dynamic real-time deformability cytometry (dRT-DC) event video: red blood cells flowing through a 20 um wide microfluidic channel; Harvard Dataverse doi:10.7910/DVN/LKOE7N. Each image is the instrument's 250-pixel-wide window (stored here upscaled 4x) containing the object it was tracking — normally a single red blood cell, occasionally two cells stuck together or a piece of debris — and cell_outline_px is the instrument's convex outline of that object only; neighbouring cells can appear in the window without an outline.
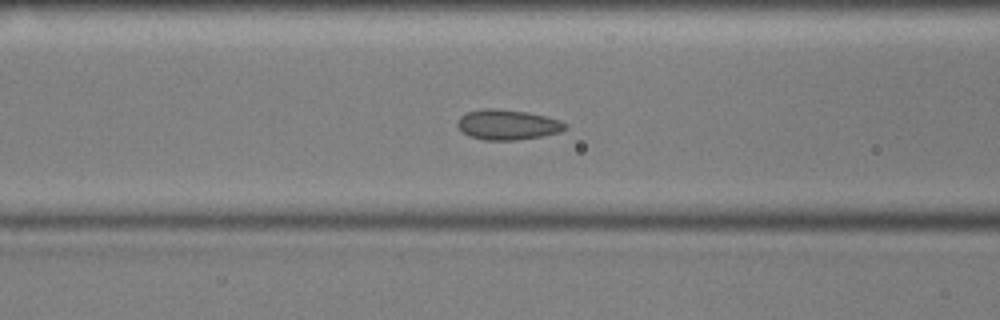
{"species": "common noctule bat (a hibernating species)", "species_latin": "Nyctalus noctula", "temperature_condition": "cold", "stored_images_in_passage": 48, "camera_frame_rate_fps": 3000, "um_per_image_px": 0.085, "animal": {"sex": "male", "body_mass_g": 17.9, "forearm_length_mm": 54.2}, "frame": {"image": 1, "passage_image": 14, "time_ms": 4.333, "image_size_px": [1000, 320], "cell_outline_px": [[568, 124], [560, 132], [540, 136], [516, 140], [484, 140], [468, 136], [456, 124], [456, 120], [460, 116], [468, 112], [484, 108], [492, 108], [528, 112], [560, 120]], "centroid_in_image_um": [43.11, 10.59], "position_along_channel_um": 123.5, "area_um2": 18.84}}
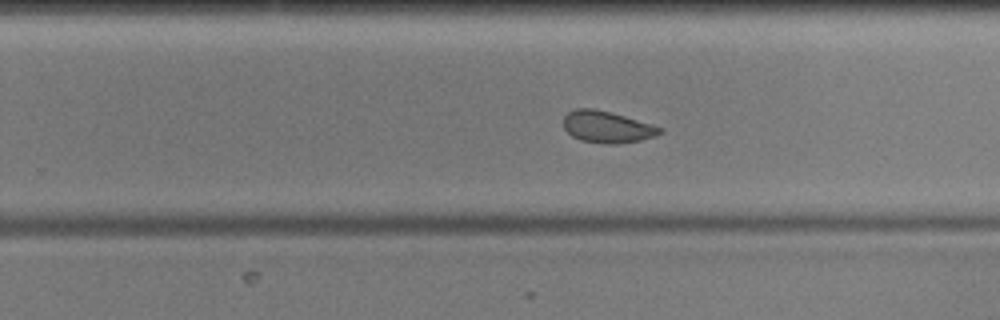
{"frame": {"image": 2, "passage_image": 27, "time_ms": 8.667, "image_size_px": [1000, 320], "cell_outline_px": [[664, 132], [656, 136], [640, 140], [612, 144], [604, 144], [580, 140], [572, 136], [564, 128], [564, 116], [568, 112], [576, 108], [592, 108], [624, 116], [652, 124], [664, 128]], "centroid_in_image_um": [51.61, 10.79], "position_along_channel_um": 278.2, "area_um2": 17.74}}
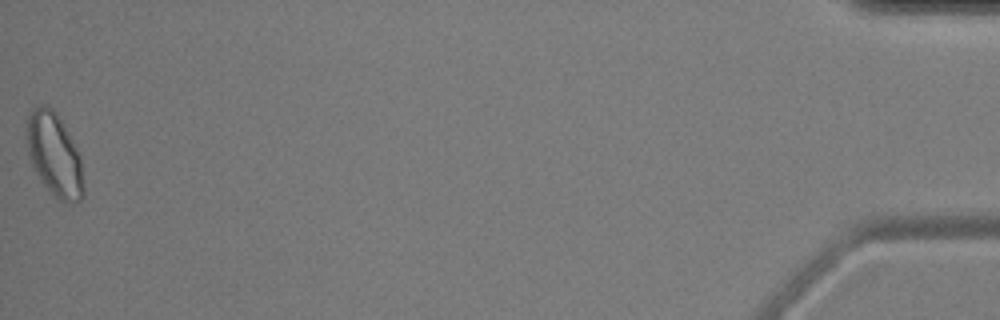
{"frame": {"image": 3, "passage_image": 48, "time_ms": 15.667, "image_size_px": [1000, 320], "cell_outline_px": [[84, 196], [80, 200], [68, 204], [60, 200], [40, 180], [32, 168], [28, 152], [28, 112], [32, 108], [40, 104], [44, 104], [52, 108], [60, 120], [76, 148], [80, 156], [84, 188]], "centroid_in_image_um": [4.62, 13.17], "position_along_channel_um": 430.6, "area_um2": 27.17}, "authors_computed_cell_mechanics": {"area_um2": 19.1607, "velocity_mm_per_s": 3.5752, "shape_relaxation_time_tau1_ms": null, "shape_relaxation_time_tau2_ms": 1.8357, "deformation_change_tau1": null, "deformation_change_tau2": 0.07}}